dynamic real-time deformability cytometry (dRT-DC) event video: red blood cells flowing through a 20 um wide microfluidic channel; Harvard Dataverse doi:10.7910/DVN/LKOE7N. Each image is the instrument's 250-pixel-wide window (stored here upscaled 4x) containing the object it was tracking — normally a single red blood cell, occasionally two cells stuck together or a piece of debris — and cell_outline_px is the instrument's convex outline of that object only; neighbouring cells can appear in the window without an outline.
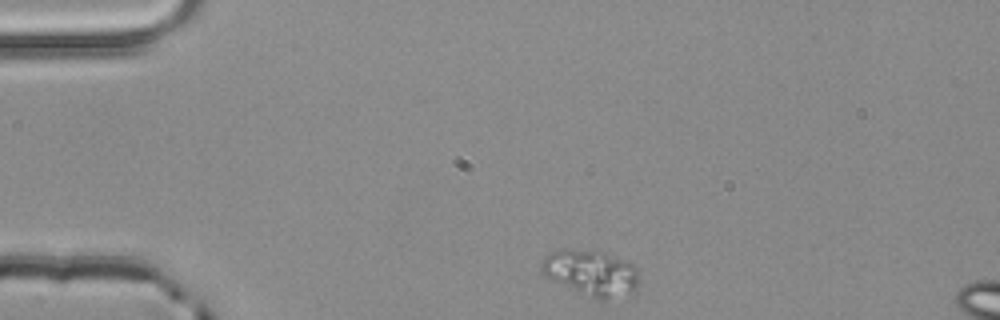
{"species": "common noctule bat (a hibernating species)", "species_latin": "Nyctalus noctula", "temperature_condition": "room temperature", "stored_images_in_passage": 2, "segment_of_instrument_passage": [1, 2], "camera_frame_rate_fps": 3000, "um_per_image_px": 0.085, "animal": {"sex": "male", "body_mass_g": 20.4}, "frame": {"image": 1, "passage_image": 1, "time_ms": 0.0, "image_size_px": [1000, 320], "cell_outline_px": [[640, 284], [636, 296], [604, 300], [596, 300], [552, 280], [540, 272], [540, 264], [544, 256], [560, 248], [596, 248], [632, 264], [636, 268], [640, 280]], "centroid_in_image_um": [50.31, 23.2], "position_along_channel_um": 34.7, "area_um2": 27.4}}